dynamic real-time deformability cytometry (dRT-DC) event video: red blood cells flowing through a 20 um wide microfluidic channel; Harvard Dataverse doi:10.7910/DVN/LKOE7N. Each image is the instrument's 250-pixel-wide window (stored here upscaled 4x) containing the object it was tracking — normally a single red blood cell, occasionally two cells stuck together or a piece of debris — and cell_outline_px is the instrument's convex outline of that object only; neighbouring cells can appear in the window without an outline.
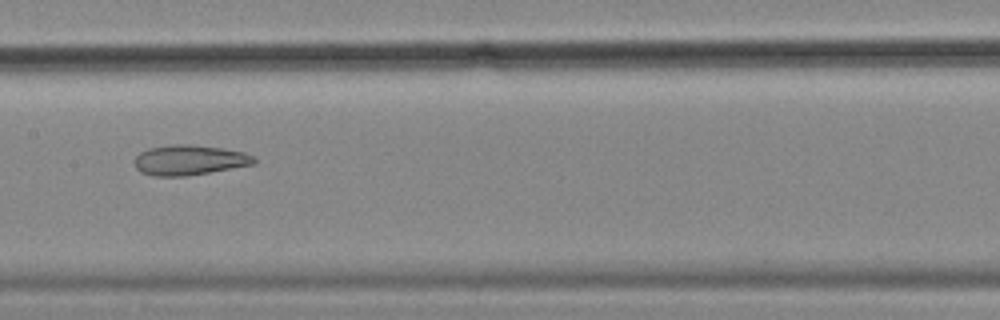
{"species": "common noctule bat (a hibernating species)", "species_latin": "Nyctalus noctula", "temperature_condition": "cold", "stored_images_in_passage": 7, "camera_frame_rate_fps": 3000, "um_per_image_px": 0.085, "animal": {"sex": "female", "body_mass_g": 18.4}, "frame": {"image": 1, "passage_image": 6, "time_ms": 1.667, "image_size_px": [1000, 320], "cell_outline_px": [[256, 164], [184, 176], [152, 176], [140, 172], [136, 168], [136, 156], [140, 152], [148, 148], [172, 144], [192, 144], [224, 148], [244, 152], [256, 156]], "centroid_in_image_um": [16.12, 13.59], "position_along_channel_um": 191.3, "area_um2": 21.1}}
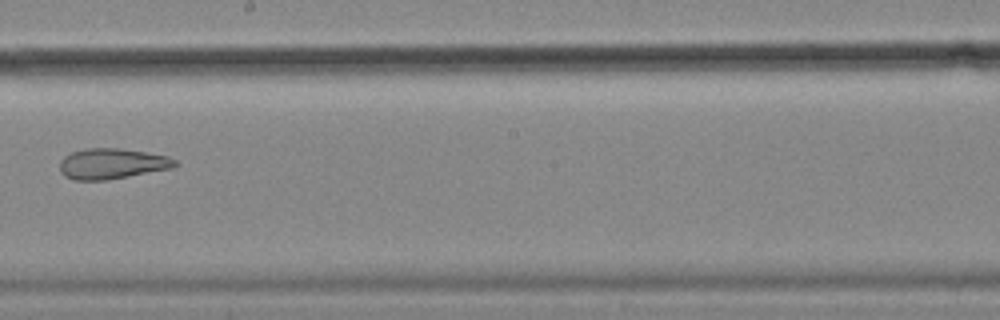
{"frame": {"image": 2, "passage_image": 7, "time_ms": 2.0, "image_size_px": [1000, 320], "cell_outline_px": [[180, 164], [176, 168], [104, 180], [76, 180], [64, 176], [60, 172], [60, 160], [64, 156], [72, 152], [88, 148], [120, 148], [168, 156], [176, 160]], "centroid_in_image_um": [9.55, 13.91], "position_along_channel_um": 238.6, "area_um2": 20.63}}